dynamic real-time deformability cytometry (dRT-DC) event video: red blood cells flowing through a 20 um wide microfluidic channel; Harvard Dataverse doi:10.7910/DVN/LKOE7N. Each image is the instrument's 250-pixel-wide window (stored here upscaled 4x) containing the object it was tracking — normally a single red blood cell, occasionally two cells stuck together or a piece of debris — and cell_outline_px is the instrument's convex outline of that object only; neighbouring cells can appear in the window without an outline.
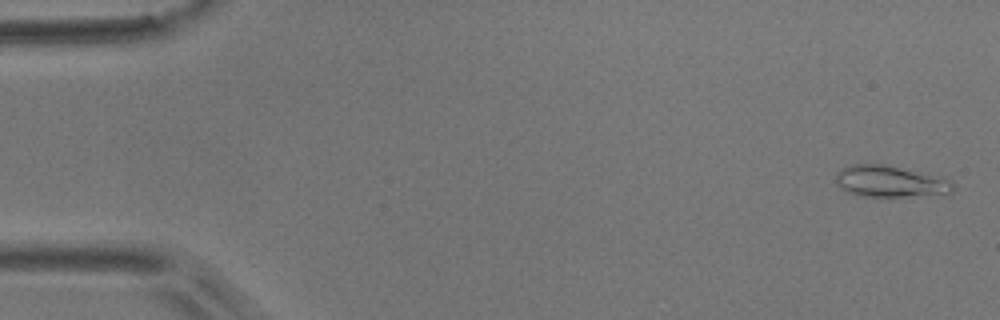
{"species": "common noctule bat (a hibernating species)", "species_latin": "Nyctalus noctula", "temperature_condition": "room temperature", "stored_images_in_passage": 8, "camera_frame_rate_fps": 3000, "um_per_image_px": 0.085, "animal": {"sex": "male", "body_mass_g": 17.9}, "frame": {"image": 1, "passage_image": 1, "time_ms": 0.0, "image_size_px": [1000, 320], "cell_outline_px": [[956, 188], [952, 192], [900, 196], [860, 196], [844, 192], [836, 184], [836, 172], [840, 168], [852, 164], [884, 164], [952, 180]], "centroid_in_image_um": [75.57, 15.41], "position_along_channel_um": 9.4, "area_um2": 21.27}}
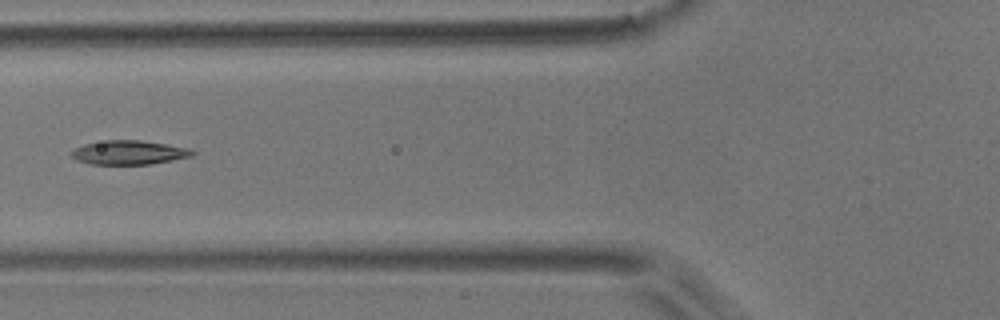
{"frame": {"image": 2, "passage_image": 5, "time_ms": 6.333, "image_size_px": [1000, 320], "cell_outline_px": [[196, 152], [192, 156], [172, 160], [148, 164], [88, 164], [76, 160], [68, 152], [84, 144], [108, 140], [140, 140], [192, 148]], "centroid_in_image_um": [10.96, 12.96], "position_along_channel_um": 114.8, "area_um2": 16.99}}
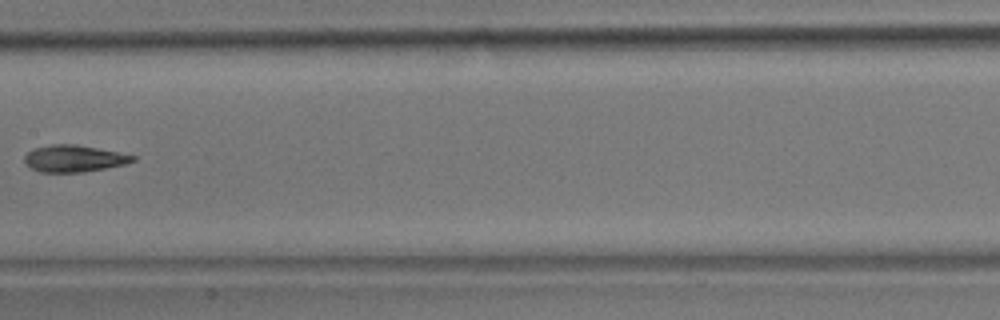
{"frame": {"image": 3, "passage_image": 7, "time_ms": 8.667, "image_size_px": [1000, 320], "cell_outline_px": [[136, 160], [124, 164], [84, 172], [40, 172], [24, 164], [24, 156], [28, 152], [36, 148], [52, 144], [76, 144], [136, 156]], "centroid_in_image_um": [6.25, 13.48], "position_along_channel_um": 201.1, "area_um2": 16.7}}